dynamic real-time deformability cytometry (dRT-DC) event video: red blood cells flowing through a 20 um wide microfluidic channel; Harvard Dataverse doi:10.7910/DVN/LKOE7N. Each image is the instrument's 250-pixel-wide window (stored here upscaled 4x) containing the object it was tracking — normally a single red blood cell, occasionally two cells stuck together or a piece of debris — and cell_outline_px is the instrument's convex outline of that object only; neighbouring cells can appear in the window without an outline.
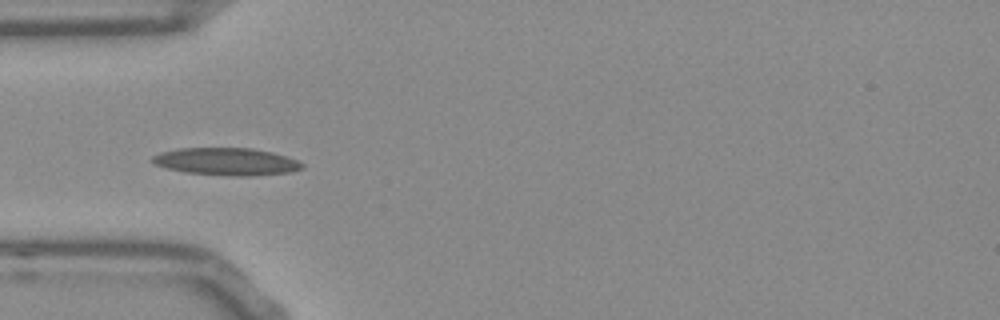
{"species": "Egyptian fruit bat (a non-hibernating species)", "species_latin": "Rousettus aegyptiacus", "temperature_condition": "room temperature", "stored_images_in_passage": 38, "camera_frame_rate_fps": 3000, "um_per_image_px": 0.085, "frame": {"image": 1, "passage_image": 1, "time_ms": 0.0, "image_size_px": [1000, 320], "cell_outline_px": [[304, 168], [292, 172], [252, 176], [224, 176], [184, 172], [168, 168], [156, 164], [152, 160], [152, 156], [160, 152], [180, 148], [252, 148], [272, 152], [296, 160], [304, 164]], "centroid_in_image_um": [19.27, 13.74], "position_along_channel_um": 65.7, "area_um2": 23.99}}
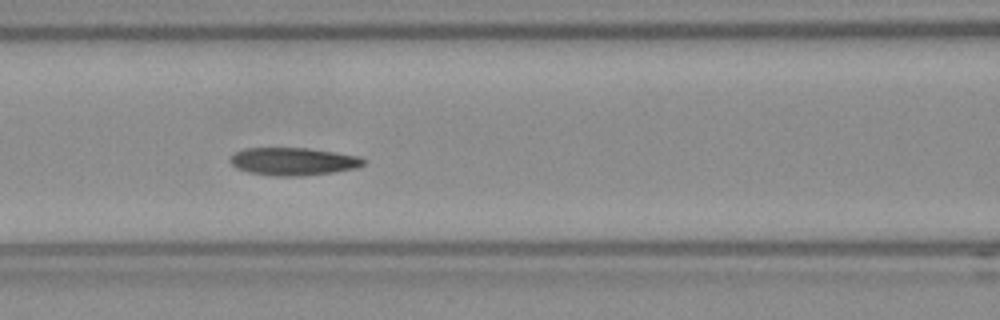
{"frame": {"image": 2, "passage_image": 7, "time_ms": 2.0, "image_size_px": [1000, 320], "cell_outline_px": [[364, 164], [356, 168], [332, 172], [304, 176], [272, 176], [248, 172], [236, 168], [228, 160], [236, 152], [244, 148], [308, 148], [336, 152], [360, 156], [364, 160]], "centroid_in_image_um": [24.91, 13.72], "position_along_channel_um": 141.7, "area_um2": 21.62}}
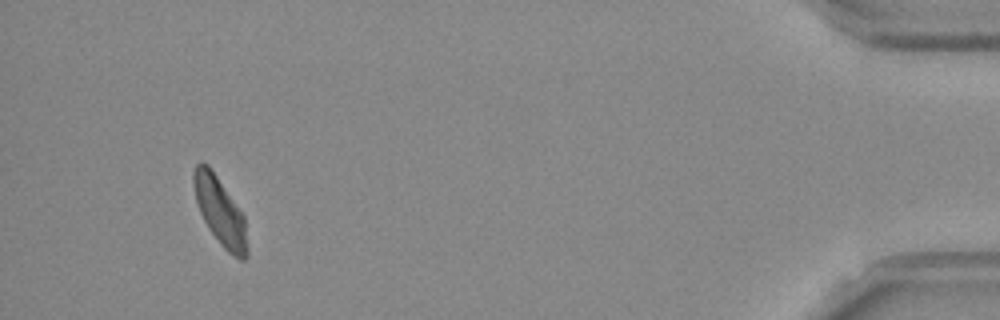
{"frame": {"image": 3, "passage_image": 35, "time_ms": 11.333, "image_size_px": [1000, 320], "cell_outline_px": [[248, 256], [244, 260], [240, 260], [232, 256], [220, 244], [208, 228], [200, 212], [196, 200], [192, 180], [192, 172], [196, 164], [200, 160], [208, 164], [244, 216], [248, 248]], "centroid_in_image_um": [18.69, 17.98], "position_along_channel_um": 416.5, "area_um2": 21.15}, "authors_computed_cell_mechanics": {"area_um2": 21.3571, "velocity_mm_per_s": 3.7573, "shape_relaxation_time_tau1_ms": 3.9681, "shape_relaxation_time_tau2_ms": 2.372, "deformation_change_tau1": 0.1542, "deformation_change_tau2": 0.0968}}